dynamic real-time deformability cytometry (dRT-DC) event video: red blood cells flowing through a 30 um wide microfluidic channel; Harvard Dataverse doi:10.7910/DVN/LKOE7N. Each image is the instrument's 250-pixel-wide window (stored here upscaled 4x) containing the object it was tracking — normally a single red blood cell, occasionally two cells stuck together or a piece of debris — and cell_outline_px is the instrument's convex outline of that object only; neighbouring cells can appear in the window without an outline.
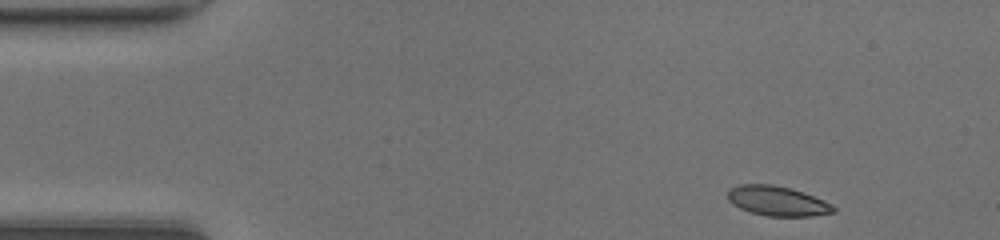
{"species": "common noctule bat (a hibernating species)", "species_latin": "Nyctalus noctula", "temperature_condition": "room temperature", "stored_images_in_passage": 43, "camera_frame_rate_fps": 3000, "um_per_image_px": 0.085, "animal": {"sex": "female", "body_mass_g": 20.0, "forearm_length_mm": 54.0}, "frame": {"image": 1, "passage_image": 1, "time_ms": 0.0, "image_size_px": [1000, 240], "cell_outline_px": [[836, 212], [812, 216], [768, 216], [752, 212], [740, 208], [732, 204], [728, 200], [728, 188], [740, 184], [772, 184], [792, 188], [824, 200], [832, 204], [836, 208]], "centroid_in_image_um": [66.08, 17.07], "position_along_channel_um": 18.9, "area_um2": 18.44}}
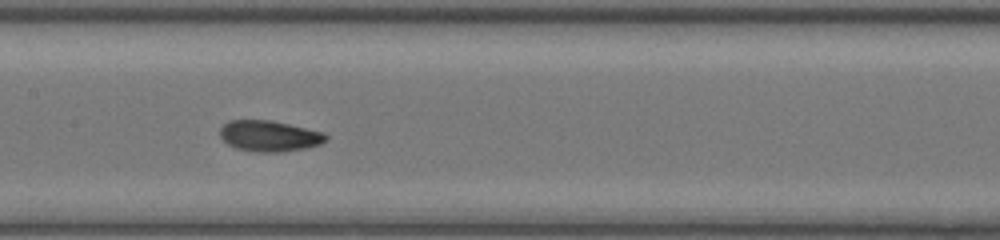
{"frame": {"image": 2, "passage_image": 19, "time_ms": 6.0, "image_size_px": [1000, 240], "cell_outline_px": [[328, 140], [320, 144], [304, 148], [280, 152], [260, 152], [236, 148], [228, 144], [220, 136], [220, 128], [228, 120], [272, 120], [324, 132], [328, 136]], "centroid_in_image_um": [22.91, 11.55], "position_along_channel_um": 184.5, "area_um2": 19.07}}
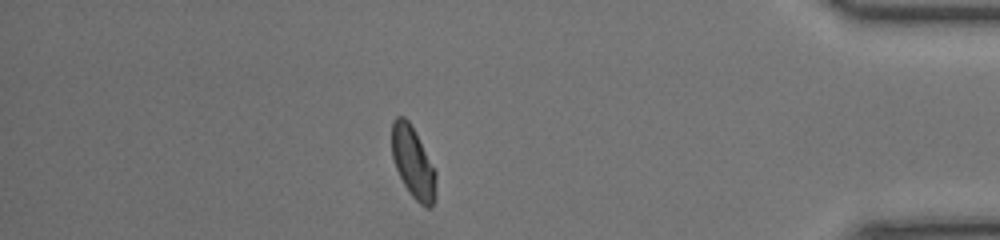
{"frame": {"image": 3, "passage_image": 37, "time_ms": 12.0, "image_size_px": [1000, 240], "cell_outline_px": [[436, 196], [432, 208], [428, 208], [420, 204], [412, 196], [404, 184], [396, 168], [392, 156], [392, 120], [396, 116], [404, 116], [408, 120], [436, 172]], "centroid_in_image_um": [35.11, 13.84], "position_along_channel_um": 400.1, "area_um2": 18.09}, "authors_computed_cell_mechanics": {"area_um2": 18.5538, "velocity_mm_per_s": 4.3047, "shape_relaxation_time_tau1_ms": 3.0515, "shape_relaxation_time_tau2_ms": 1.4924, "deformation_change_tau1": 0.1232, "deformation_change_tau2": 0.0504}}